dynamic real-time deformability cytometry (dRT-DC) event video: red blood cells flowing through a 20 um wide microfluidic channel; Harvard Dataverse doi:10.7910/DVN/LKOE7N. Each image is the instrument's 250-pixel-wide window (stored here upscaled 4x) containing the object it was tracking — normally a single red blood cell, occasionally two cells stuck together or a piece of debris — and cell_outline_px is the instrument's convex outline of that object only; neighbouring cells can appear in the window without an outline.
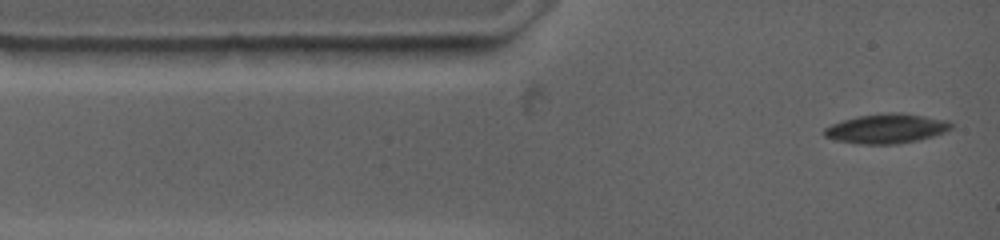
{"species": "common noctule bat (a hibernating species)", "species_latin": "Nyctalus noctula", "temperature_condition": "warm", "stored_images_in_passage": 2, "camera_frame_rate_fps": 4500, "um_per_image_px": 0.085, "animal": {"sex": "female", "body_mass_g": 19.0, "forearm_length_mm": 53.3}, "frame": {"image": 1, "passage_image": 2, "time_ms": 0.444, "image_size_px": [1000, 240], "cell_outline_px": [[952, 128], [944, 132], [920, 140], [896, 144], [860, 144], [836, 140], [824, 136], [824, 128], [832, 124], [856, 116], [888, 112], [900, 112], [948, 120], [952, 124]], "centroid_in_image_um": [75.36, 10.92], "position_along_channel_um": 9.6, "area_um2": 21.85}}